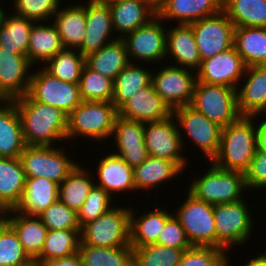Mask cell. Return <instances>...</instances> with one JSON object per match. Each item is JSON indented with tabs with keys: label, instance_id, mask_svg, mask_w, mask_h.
Here are the masks:
<instances>
[{
	"label": "cell",
	"instance_id": "cell-1",
	"mask_svg": "<svg viewBox=\"0 0 266 266\" xmlns=\"http://www.w3.org/2000/svg\"><path fill=\"white\" fill-rule=\"evenodd\" d=\"M14 101L26 146H56L57 142L66 141V113L51 105L34 101L28 94Z\"/></svg>",
	"mask_w": 266,
	"mask_h": 266
},
{
	"label": "cell",
	"instance_id": "cell-2",
	"mask_svg": "<svg viewBox=\"0 0 266 266\" xmlns=\"http://www.w3.org/2000/svg\"><path fill=\"white\" fill-rule=\"evenodd\" d=\"M255 116H240L222 128L220 148L212 159L217 167L245 173L257 150Z\"/></svg>",
	"mask_w": 266,
	"mask_h": 266
},
{
	"label": "cell",
	"instance_id": "cell-3",
	"mask_svg": "<svg viewBox=\"0 0 266 266\" xmlns=\"http://www.w3.org/2000/svg\"><path fill=\"white\" fill-rule=\"evenodd\" d=\"M117 116L118 109L112 102L82 101L68 115L67 140L78 137L100 143L110 140Z\"/></svg>",
	"mask_w": 266,
	"mask_h": 266
},
{
	"label": "cell",
	"instance_id": "cell-4",
	"mask_svg": "<svg viewBox=\"0 0 266 266\" xmlns=\"http://www.w3.org/2000/svg\"><path fill=\"white\" fill-rule=\"evenodd\" d=\"M208 163L210 168L206 167L208 170L202 176L192 179L193 182L188 187L191 194L212 205L245 198L243 192L247 187L243 172L219 168L211 161Z\"/></svg>",
	"mask_w": 266,
	"mask_h": 266
},
{
	"label": "cell",
	"instance_id": "cell-5",
	"mask_svg": "<svg viewBox=\"0 0 266 266\" xmlns=\"http://www.w3.org/2000/svg\"><path fill=\"white\" fill-rule=\"evenodd\" d=\"M245 198L225 204L214 205L216 223V248L231 250L242 247L254 232L253 219ZM253 229V231H252Z\"/></svg>",
	"mask_w": 266,
	"mask_h": 266
},
{
	"label": "cell",
	"instance_id": "cell-6",
	"mask_svg": "<svg viewBox=\"0 0 266 266\" xmlns=\"http://www.w3.org/2000/svg\"><path fill=\"white\" fill-rule=\"evenodd\" d=\"M125 207V208H124ZM113 206L96 220L85 224L79 245L118 247L130 245V205Z\"/></svg>",
	"mask_w": 266,
	"mask_h": 266
},
{
	"label": "cell",
	"instance_id": "cell-7",
	"mask_svg": "<svg viewBox=\"0 0 266 266\" xmlns=\"http://www.w3.org/2000/svg\"><path fill=\"white\" fill-rule=\"evenodd\" d=\"M190 106L221 128L241 116L237 108V90L223 85L196 81Z\"/></svg>",
	"mask_w": 266,
	"mask_h": 266
},
{
	"label": "cell",
	"instance_id": "cell-8",
	"mask_svg": "<svg viewBox=\"0 0 266 266\" xmlns=\"http://www.w3.org/2000/svg\"><path fill=\"white\" fill-rule=\"evenodd\" d=\"M19 158L26 178H47L58 184L78 164L57 146H26Z\"/></svg>",
	"mask_w": 266,
	"mask_h": 266
},
{
	"label": "cell",
	"instance_id": "cell-9",
	"mask_svg": "<svg viewBox=\"0 0 266 266\" xmlns=\"http://www.w3.org/2000/svg\"><path fill=\"white\" fill-rule=\"evenodd\" d=\"M187 192L186 201L181 203L173 215L180 221L192 246L216 247L214 205Z\"/></svg>",
	"mask_w": 266,
	"mask_h": 266
},
{
	"label": "cell",
	"instance_id": "cell-10",
	"mask_svg": "<svg viewBox=\"0 0 266 266\" xmlns=\"http://www.w3.org/2000/svg\"><path fill=\"white\" fill-rule=\"evenodd\" d=\"M173 116L177 120L183 148L186 149L183 138L187 135L192 145L198 147L197 149L205 155L206 161H212L220 148L222 128L190 105L174 109Z\"/></svg>",
	"mask_w": 266,
	"mask_h": 266
},
{
	"label": "cell",
	"instance_id": "cell-11",
	"mask_svg": "<svg viewBox=\"0 0 266 266\" xmlns=\"http://www.w3.org/2000/svg\"><path fill=\"white\" fill-rule=\"evenodd\" d=\"M28 95L37 102L51 105L69 115L82 103L79 83H67L52 76L43 67L32 73Z\"/></svg>",
	"mask_w": 266,
	"mask_h": 266
},
{
	"label": "cell",
	"instance_id": "cell-12",
	"mask_svg": "<svg viewBox=\"0 0 266 266\" xmlns=\"http://www.w3.org/2000/svg\"><path fill=\"white\" fill-rule=\"evenodd\" d=\"M162 21V22H161ZM156 15L147 24L126 35L123 40L131 63L166 62L167 27ZM162 60V61H161Z\"/></svg>",
	"mask_w": 266,
	"mask_h": 266
},
{
	"label": "cell",
	"instance_id": "cell-13",
	"mask_svg": "<svg viewBox=\"0 0 266 266\" xmlns=\"http://www.w3.org/2000/svg\"><path fill=\"white\" fill-rule=\"evenodd\" d=\"M144 142L148 155L173 161L183 171L185 167L190 166L188 158L182 154L184 153L183 144L177 120L173 114L161 121L145 123Z\"/></svg>",
	"mask_w": 266,
	"mask_h": 266
},
{
	"label": "cell",
	"instance_id": "cell-14",
	"mask_svg": "<svg viewBox=\"0 0 266 266\" xmlns=\"http://www.w3.org/2000/svg\"><path fill=\"white\" fill-rule=\"evenodd\" d=\"M159 69L152 71V85L156 93L172 111L190 105L197 81L196 71L170 63L166 67L162 64V69Z\"/></svg>",
	"mask_w": 266,
	"mask_h": 266
},
{
	"label": "cell",
	"instance_id": "cell-15",
	"mask_svg": "<svg viewBox=\"0 0 266 266\" xmlns=\"http://www.w3.org/2000/svg\"><path fill=\"white\" fill-rule=\"evenodd\" d=\"M190 25L201 61L233 47L235 26L223 11Z\"/></svg>",
	"mask_w": 266,
	"mask_h": 266
},
{
	"label": "cell",
	"instance_id": "cell-16",
	"mask_svg": "<svg viewBox=\"0 0 266 266\" xmlns=\"http://www.w3.org/2000/svg\"><path fill=\"white\" fill-rule=\"evenodd\" d=\"M245 70L246 66L242 57L233 46L211 58L202 60L196 76L198 82L237 89L238 85L242 84Z\"/></svg>",
	"mask_w": 266,
	"mask_h": 266
},
{
	"label": "cell",
	"instance_id": "cell-17",
	"mask_svg": "<svg viewBox=\"0 0 266 266\" xmlns=\"http://www.w3.org/2000/svg\"><path fill=\"white\" fill-rule=\"evenodd\" d=\"M27 56L0 47V100H14L28 94L31 69ZM30 71V72H29Z\"/></svg>",
	"mask_w": 266,
	"mask_h": 266
},
{
	"label": "cell",
	"instance_id": "cell-18",
	"mask_svg": "<svg viewBox=\"0 0 266 266\" xmlns=\"http://www.w3.org/2000/svg\"><path fill=\"white\" fill-rule=\"evenodd\" d=\"M145 124L117 116L111 138H115L116 148L113 154L121 157L130 167L134 168L143 163L147 157L144 142ZM118 149V150H117Z\"/></svg>",
	"mask_w": 266,
	"mask_h": 266
},
{
	"label": "cell",
	"instance_id": "cell-19",
	"mask_svg": "<svg viewBox=\"0 0 266 266\" xmlns=\"http://www.w3.org/2000/svg\"><path fill=\"white\" fill-rule=\"evenodd\" d=\"M114 33L109 5L87 0L85 37L82 46L78 49L81 54L86 57L118 39Z\"/></svg>",
	"mask_w": 266,
	"mask_h": 266
},
{
	"label": "cell",
	"instance_id": "cell-20",
	"mask_svg": "<svg viewBox=\"0 0 266 266\" xmlns=\"http://www.w3.org/2000/svg\"><path fill=\"white\" fill-rule=\"evenodd\" d=\"M173 114L170 107L156 93L152 83L137 91L119 109L118 115L142 123L161 121Z\"/></svg>",
	"mask_w": 266,
	"mask_h": 266
},
{
	"label": "cell",
	"instance_id": "cell-21",
	"mask_svg": "<svg viewBox=\"0 0 266 266\" xmlns=\"http://www.w3.org/2000/svg\"><path fill=\"white\" fill-rule=\"evenodd\" d=\"M244 77L243 85L236 89L240 115L266 114V65L246 67Z\"/></svg>",
	"mask_w": 266,
	"mask_h": 266
},
{
	"label": "cell",
	"instance_id": "cell-22",
	"mask_svg": "<svg viewBox=\"0 0 266 266\" xmlns=\"http://www.w3.org/2000/svg\"><path fill=\"white\" fill-rule=\"evenodd\" d=\"M175 25L167 29L166 59L176 63H172V65L197 71L201 59L192 26L186 24Z\"/></svg>",
	"mask_w": 266,
	"mask_h": 266
},
{
	"label": "cell",
	"instance_id": "cell-23",
	"mask_svg": "<svg viewBox=\"0 0 266 266\" xmlns=\"http://www.w3.org/2000/svg\"><path fill=\"white\" fill-rule=\"evenodd\" d=\"M95 185L101 187L111 196L127 192H136L133 168L130 167L121 157L111 152L97 161ZM99 180V181H98Z\"/></svg>",
	"mask_w": 266,
	"mask_h": 266
},
{
	"label": "cell",
	"instance_id": "cell-24",
	"mask_svg": "<svg viewBox=\"0 0 266 266\" xmlns=\"http://www.w3.org/2000/svg\"><path fill=\"white\" fill-rule=\"evenodd\" d=\"M109 8L114 32L120 39L147 24L157 15L146 0H121L109 5Z\"/></svg>",
	"mask_w": 266,
	"mask_h": 266
},
{
	"label": "cell",
	"instance_id": "cell-25",
	"mask_svg": "<svg viewBox=\"0 0 266 266\" xmlns=\"http://www.w3.org/2000/svg\"><path fill=\"white\" fill-rule=\"evenodd\" d=\"M223 0H168L157 15L167 23L190 25L202 18L213 16L222 11Z\"/></svg>",
	"mask_w": 266,
	"mask_h": 266
},
{
	"label": "cell",
	"instance_id": "cell-26",
	"mask_svg": "<svg viewBox=\"0 0 266 266\" xmlns=\"http://www.w3.org/2000/svg\"><path fill=\"white\" fill-rule=\"evenodd\" d=\"M26 147L14 100H0V157L17 158Z\"/></svg>",
	"mask_w": 266,
	"mask_h": 266
},
{
	"label": "cell",
	"instance_id": "cell-27",
	"mask_svg": "<svg viewBox=\"0 0 266 266\" xmlns=\"http://www.w3.org/2000/svg\"><path fill=\"white\" fill-rule=\"evenodd\" d=\"M59 184L47 178H27L22 197L13 209L19 213L40 216L59 198Z\"/></svg>",
	"mask_w": 266,
	"mask_h": 266
},
{
	"label": "cell",
	"instance_id": "cell-28",
	"mask_svg": "<svg viewBox=\"0 0 266 266\" xmlns=\"http://www.w3.org/2000/svg\"><path fill=\"white\" fill-rule=\"evenodd\" d=\"M154 210L136 216L133 208L130 210V245L138 248L158 241L166 221L174 214L163 206L155 205Z\"/></svg>",
	"mask_w": 266,
	"mask_h": 266
},
{
	"label": "cell",
	"instance_id": "cell-29",
	"mask_svg": "<svg viewBox=\"0 0 266 266\" xmlns=\"http://www.w3.org/2000/svg\"><path fill=\"white\" fill-rule=\"evenodd\" d=\"M60 5L52 22L57 27L64 48L79 49L86 31V3Z\"/></svg>",
	"mask_w": 266,
	"mask_h": 266
},
{
	"label": "cell",
	"instance_id": "cell-30",
	"mask_svg": "<svg viewBox=\"0 0 266 266\" xmlns=\"http://www.w3.org/2000/svg\"><path fill=\"white\" fill-rule=\"evenodd\" d=\"M9 225L14 229L25 253L34 262L40 255L48 229L39 216L9 210Z\"/></svg>",
	"mask_w": 266,
	"mask_h": 266
},
{
	"label": "cell",
	"instance_id": "cell-31",
	"mask_svg": "<svg viewBox=\"0 0 266 266\" xmlns=\"http://www.w3.org/2000/svg\"><path fill=\"white\" fill-rule=\"evenodd\" d=\"M184 171L173 161L160 159L148 155L147 159L139 166L133 168L135 190H148L161 187L166 181H173ZM173 179V180H172Z\"/></svg>",
	"mask_w": 266,
	"mask_h": 266
},
{
	"label": "cell",
	"instance_id": "cell-32",
	"mask_svg": "<svg viewBox=\"0 0 266 266\" xmlns=\"http://www.w3.org/2000/svg\"><path fill=\"white\" fill-rule=\"evenodd\" d=\"M64 49L57 27L45 22H35L29 36V47L27 58L36 66L37 63L44 64L56 53ZM36 63V64H35Z\"/></svg>",
	"mask_w": 266,
	"mask_h": 266
},
{
	"label": "cell",
	"instance_id": "cell-33",
	"mask_svg": "<svg viewBox=\"0 0 266 266\" xmlns=\"http://www.w3.org/2000/svg\"><path fill=\"white\" fill-rule=\"evenodd\" d=\"M26 179L19 157H0V208L11 210L18 205Z\"/></svg>",
	"mask_w": 266,
	"mask_h": 266
},
{
	"label": "cell",
	"instance_id": "cell-34",
	"mask_svg": "<svg viewBox=\"0 0 266 266\" xmlns=\"http://www.w3.org/2000/svg\"><path fill=\"white\" fill-rule=\"evenodd\" d=\"M126 44L123 39H116L100 50L85 57V64L92 70L115 80L116 76L130 64Z\"/></svg>",
	"mask_w": 266,
	"mask_h": 266
},
{
	"label": "cell",
	"instance_id": "cell-35",
	"mask_svg": "<svg viewBox=\"0 0 266 266\" xmlns=\"http://www.w3.org/2000/svg\"><path fill=\"white\" fill-rule=\"evenodd\" d=\"M0 10V47L16 54L27 56L30 31L35 23L31 19Z\"/></svg>",
	"mask_w": 266,
	"mask_h": 266
},
{
	"label": "cell",
	"instance_id": "cell-36",
	"mask_svg": "<svg viewBox=\"0 0 266 266\" xmlns=\"http://www.w3.org/2000/svg\"><path fill=\"white\" fill-rule=\"evenodd\" d=\"M233 46L246 67L266 65V27H236Z\"/></svg>",
	"mask_w": 266,
	"mask_h": 266
},
{
	"label": "cell",
	"instance_id": "cell-37",
	"mask_svg": "<svg viewBox=\"0 0 266 266\" xmlns=\"http://www.w3.org/2000/svg\"><path fill=\"white\" fill-rule=\"evenodd\" d=\"M79 162L68 176L59 184V200L70 209L79 211L95 184L92 171ZM92 175V176H91ZM94 178V179H93Z\"/></svg>",
	"mask_w": 266,
	"mask_h": 266
},
{
	"label": "cell",
	"instance_id": "cell-38",
	"mask_svg": "<svg viewBox=\"0 0 266 266\" xmlns=\"http://www.w3.org/2000/svg\"><path fill=\"white\" fill-rule=\"evenodd\" d=\"M152 83V72L142 65L130 63L113 81L112 103L119 109L137 91Z\"/></svg>",
	"mask_w": 266,
	"mask_h": 266
},
{
	"label": "cell",
	"instance_id": "cell-39",
	"mask_svg": "<svg viewBox=\"0 0 266 266\" xmlns=\"http://www.w3.org/2000/svg\"><path fill=\"white\" fill-rule=\"evenodd\" d=\"M222 11L236 27H266V0H223Z\"/></svg>",
	"mask_w": 266,
	"mask_h": 266
},
{
	"label": "cell",
	"instance_id": "cell-40",
	"mask_svg": "<svg viewBox=\"0 0 266 266\" xmlns=\"http://www.w3.org/2000/svg\"><path fill=\"white\" fill-rule=\"evenodd\" d=\"M82 266H133L131 245L118 247H96L79 245Z\"/></svg>",
	"mask_w": 266,
	"mask_h": 266
},
{
	"label": "cell",
	"instance_id": "cell-41",
	"mask_svg": "<svg viewBox=\"0 0 266 266\" xmlns=\"http://www.w3.org/2000/svg\"><path fill=\"white\" fill-rule=\"evenodd\" d=\"M81 230H48L39 257L34 261L38 266L42 261L63 258L78 252Z\"/></svg>",
	"mask_w": 266,
	"mask_h": 266
},
{
	"label": "cell",
	"instance_id": "cell-42",
	"mask_svg": "<svg viewBox=\"0 0 266 266\" xmlns=\"http://www.w3.org/2000/svg\"><path fill=\"white\" fill-rule=\"evenodd\" d=\"M43 66L52 76L67 83H79L85 65V56L78 49L64 48Z\"/></svg>",
	"mask_w": 266,
	"mask_h": 266
},
{
	"label": "cell",
	"instance_id": "cell-43",
	"mask_svg": "<svg viewBox=\"0 0 266 266\" xmlns=\"http://www.w3.org/2000/svg\"><path fill=\"white\" fill-rule=\"evenodd\" d=\"M185 250L156 243L133 248V266H177Z\"/></svg>",
	"mask_w": 266,
	"mask_h": 266
},
{
	"label": "cell",
	"instance_id": "cell-44",
	"mask_svg": "<svg viewBox=\"0 0 266 266\" xmlns=\"http://www.w3.org/2000/svg\"><path fill=\"white\" fill-rule=\"evenodd\" d=\"M79 90L83 101L112 102L113 80L85 64L81 72Z\"/></svg>",
	"mask_w": 266,
	"mask_h": 266
},
{
	"label": "cell",
	"instance_id": "cell-45",
	"mask_svg": "<svg viewBox=\"0 0 266 266\" xmlns=\"http://www.w3.org/2000/svg\"><path fill=\"white\" fill-rule=\"evenodd\" d=\"M0 266H35L10 225L0 235Z\"/></svg>",
	"mask_w": 266,
	"mask_h": 266
},
{
	"label": "cell",
	"instance_id": "cell-46",
	"mask_svg": "<svg viewBox=\"0 0 266 266\" xmlns=\"http://www.w3.org/2000/svg\"><path fill=\"white\" fill-rule=\"evenodd\" d=\"M226 251L210 246H192L184 251L177 266H230Z\"/></svg>",
	"mask_w": 266,
	"mask_h": 266
},
{
	"label": "cell",
	"instance_id": "cell-47",
	"mask_svg": "<svg viewBox=\"0 0 266 266\" xmlns=\"http://www.w3.org/2000/svg\"><path fill=\"white\" fill-rule=\"evenodd\" d=\"M12 13L34 22L52 21L61 0H12Z\"/></svg>",
	"mask_w": 266,
	"mask_h": 266
},
{
	"label": "cell",
	"instance_id": "cell-48",
	"mask_svg": "<svg viewBox=\"0 0 266 266\" xmlns=\"http://www.w3.org/2000/svg\"><path fill=\"white\" fill-rule=\"evenodd\" d=\"M108 192L94 184L87 199L78 211V221L82 228L90 221L96 220L113 207V198Z\"/></svg>",
	"mask_w": 266,
	"mask_h": 266
},
{
	"label": "cell",
	"instance_id": "cell-49",
	"mask_svg": "<svg viewBox=\"0 0 266 266\" xmlns=\"http://www.w3.org/2000/svg\"><path fill=\"white\" fill-rule=\"evenodd\" d=\"M48 230H81L78 212L70 209L59 199L39 216Z\"/></svg>",
	"mask_w": 266,
	"mask_h": 266
},
{
	"label": "cell",
	"instance_id": "cell-50",
	"mask_svg": "<svg viewBox=\"0 0 266 266\" xmlns=\"http://www.w3.org/2000/svg\"><path fill=\"white\" fill-rule=\"evenodd\" d=\"M156 244L176 249H189L192 247L180 221L174 215L166 221Z\"/></svg>",
	"mask_w": 266,
	"mask_h": 266
},
{
	"label": "cell",
	"instance_id": "cell-51",
	"mask_svg": "<svg viewBox=\"0 0 266 266\" xmlns=\"http://www.w3.org/2000/svg\"><path fill=\"white\" fill-rule=\"evenodd\" d=\"M244 177L248 190L266 189V152L260 149L256 150Z\"/></svg>",
	"mask_w": 266,
	"mask_h": 266
},
{
	"label": "cell",
	"instance_id": "cell-52",
	"mask_svg": "<svg viewBox=\"0 0 266 266\" xmlns=\"http://www.w3.org/2000/svg\"><path fill=\"white\" fill-rule=\"evenodd\" d=\"M38 266H82V261L79 253L76 252L67 257L42 261Z\"/></svg>",
	"mask_w": 266,
	"mask_h": 266
},
{
	"label": "cell",
	"instance_id": "cell-53",
	"mask_svg": "<svg viewBox=\"0 0 266 266\" xmlns=\"http://www.w3.org/2000/svg\"><path fill=\"white\" fill-rule=\"evenodd\" d=\"M260 117H262V118H260ZM264 117H266V115L264 116L262 114H259V115L255 116V118L258 120V121H256L257 149H260V150L266 152V119ZM258 118L260 119V122H259ZM261 119H262V121H261Z\"/></svg>",
	"mask_w": 266,
	"mask_h": 266
},
{
	"label": "cell",
	"instance_id": "cell-54",
	"mask_svg": "<svg viewBox=\"0 0 266 266\" xmlns=\"http://www.w3.org/2000/svg\"><path fill=\"white\" fill-rule=\"evenodd\" d=\"M259 256H256L250 261H246L243 266H266V252L265 253H258Z\"/></svg>",
	"mask_w": 266,
	"mask_h": 266
},
{
	"label": "cell",
	"instance_id": "cell-55",
	"mask_svg": "<svg viewBox=\"0 0 266 266\" xmlns=\"http://www.w3.org/2000/svg\"><path fill=\"white\" fill-rule=\"evenodd\" d=\"M8 225H9V210L5 208H0V235Z\"/></svg>",
	"mask_w": 266,
	"mask_h": 266
},
{
	"label": "cell",
	"instance_id": "cell-56",
	"mask_svg": "<svg viewBox=\"0 0 266 266\" xmlns=\"http://www.w3.org/2000/svg\"><path fill=\"white\" fill-rule=\"evenodd\" d=\"M157 12L168 0H146Z\"/></svg>",
	"mask_w": 266,
	"mask_h": 266
},
{
	"label": "cell",
	"instance_id": "cell-57",
	"mask_svg": "<svg viewBox=\"0 0 266 266\" xmlns=\"http://www.w3.org/2000/svg\"><path fill=\"white\" fill-rule=\"evenodd\" d=\"M94 1L103 5H111L121 0H94Z\"/></svg>",
	"mask_w": 266,
	"mask_h": 266
}]
</instances>
